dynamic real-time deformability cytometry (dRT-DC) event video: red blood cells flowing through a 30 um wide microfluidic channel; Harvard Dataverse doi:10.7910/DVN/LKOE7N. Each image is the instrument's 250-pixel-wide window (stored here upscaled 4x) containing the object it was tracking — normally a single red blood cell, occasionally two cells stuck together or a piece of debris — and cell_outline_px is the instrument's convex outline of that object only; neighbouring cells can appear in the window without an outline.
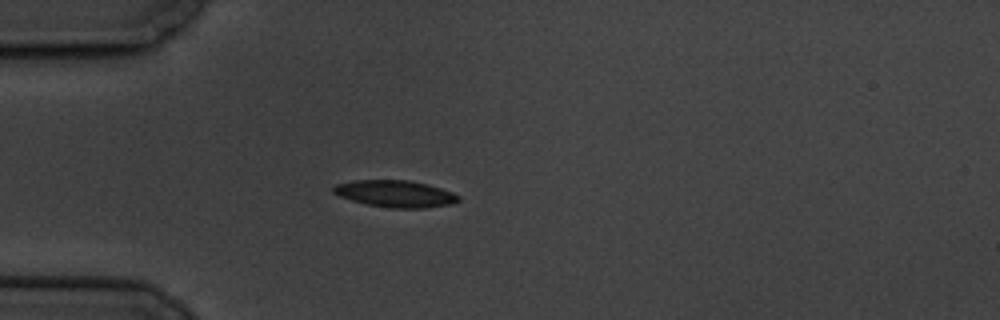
{"species": "common noctule bat (a hibernating species)", "species_latin": "Nyctalus noctula", "temperature_condition": "cold", "stored_images_in_passage": 12, "camera_frame_rate_fps": 3000, "um_per_image_px": 0.085, "animal": {"sex": "male", "body_mass_g": 19.5, "forearm_length_mm": 54.6}, "frame": {"image": 1, "passage_image": 4, "time_ms": 4.667, "image_size_px": [1000, 320], "cell_outline_px": [[460, 200], [452, 204], [424, 208], [388, 208], [368, 204], [352, 200], [340, 196], [332, 192], [332, 188], [336, 184], [352, 180], [408, 180], [428, 184], [452, 192], [460, 196]], "centroid_in_image_um": [33.61, 16.46], "position_along_channel_um": 51.4, "area_um2": 19.59}}
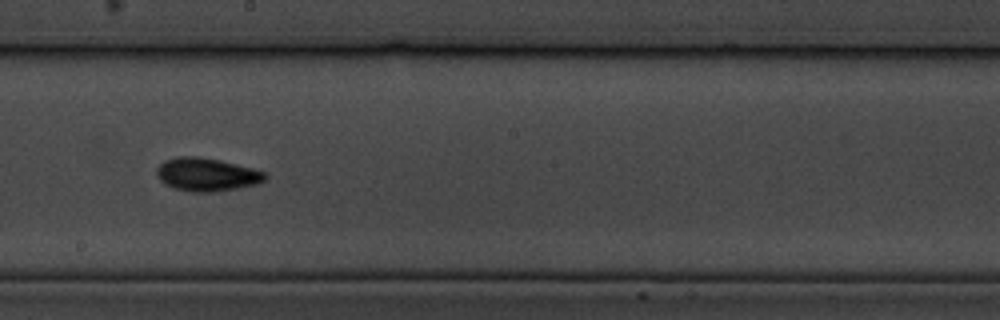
{"frame": {"image": 2, "passage_image": 9, "time_ms": 10.333, "image_size_px": [1000, 320], "cell_outline_px": [[268, 176], [264, 180], [256, 184], [216, 192], [192, 192], [172, 188], [164, 184], [156, 176], [156, 168], [164, 160], [176, 156], [200, 156], [220, 160], [252, 168], [264, 172]], "centroid_in_image_um": [17.51, 14.83], "position_along_channel_um": 230.7, "area_um2": 21.15}}
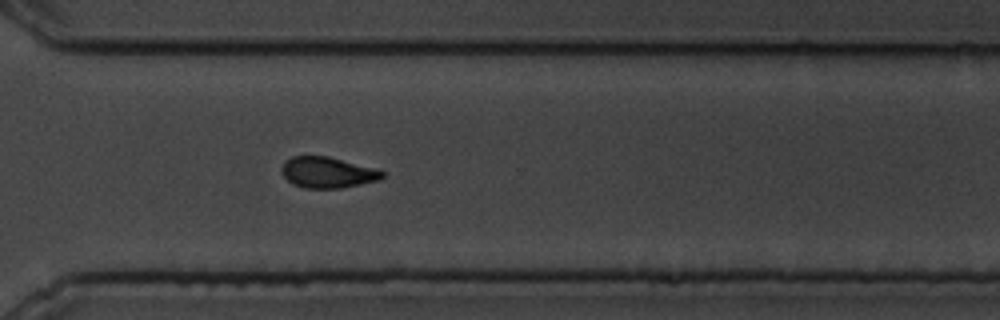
{"frame": {"image": 3, "passage_image": 12, "time_ms": 13.667, "image_size_px": [1000, 320], "cell_outline_px": [[384, 176], [380, 180], [340, 188], [304, 188], [292, 184], [280, 172], [280, 168], [284, 160], [292, 156], [328, 156], [380, 168], [384, 172]], "centroid_in_image_um": [27.85, 14.64], "position_along_channel_um": 342.7, "area_um2": 18.55}}